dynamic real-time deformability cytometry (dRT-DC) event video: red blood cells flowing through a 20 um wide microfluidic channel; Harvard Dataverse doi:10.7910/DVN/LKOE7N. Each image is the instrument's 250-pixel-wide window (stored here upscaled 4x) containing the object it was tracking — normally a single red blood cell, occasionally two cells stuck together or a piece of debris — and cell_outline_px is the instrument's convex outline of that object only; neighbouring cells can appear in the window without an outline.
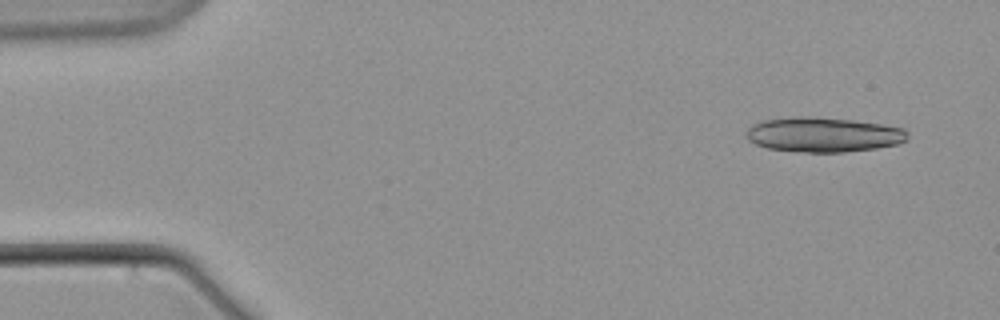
{"species": "common noctule bat (a hibernating species)", "species_latin": "Nyctalus noctula", "temperature_condition": "warm", "stored_images_in_passage": 4, "camera_frame_rate_fps": 3000, "um_per_image_px": 0.085, "animal": {"sex": "male", "body_mass_g": 21.5, "forearm_length_mm": 52.0}, "frame": {"image": 1, "passage_image": 2, "time_ms": 1.333, "image_size_px": [1000, 320], "cell_outline_px": [[908, 140], [896, 144], [876, 148], [844, 152], [804, 152], [768, 148], [756, 144], [748, 140], [748, 128], [752, 124], [760, 120], [796, 116], [816, 116], [852, 120], [880, 124], [904, 128], [908, 132]], "centroid_in_image_um": [69.99, 11.43], "position_along_channel_um": 15.0, "area_um2": 32.77}}